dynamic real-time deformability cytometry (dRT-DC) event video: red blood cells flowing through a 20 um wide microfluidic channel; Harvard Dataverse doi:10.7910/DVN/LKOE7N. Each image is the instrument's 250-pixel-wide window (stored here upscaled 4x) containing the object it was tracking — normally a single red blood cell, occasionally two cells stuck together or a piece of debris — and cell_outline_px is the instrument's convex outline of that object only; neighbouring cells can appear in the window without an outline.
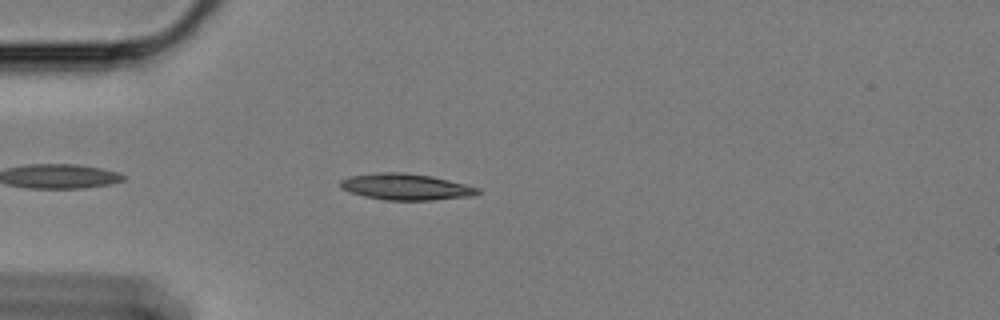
{"species": "Egyptian fruit bat (a non-hibernating species)", "species_latin": "Rousettus aegyptiacus", "temperature_condition": "cold", "stored_images_in_passage": 32, "camera_frame_rate_fps": 3000, "um_per_image_px": 0.085, "animal": {"sex": "female"}, "frame": {"image": 1, "passage_image": 5, "time_ms": 1.333, "image_size_px": [1000, 320], "cell_outline_px": [[480, 192], [472, 196], [432, 200], [384, 200], [364, 196], [340, 188], [340, 180], [352, 176], [380, 172], [404, 172], [432, 176], [480, 188]], "centroid_in_image_um": [34.51, 15.88], "position_along_channel_um": 50.5, "area_um2": 20.92}}
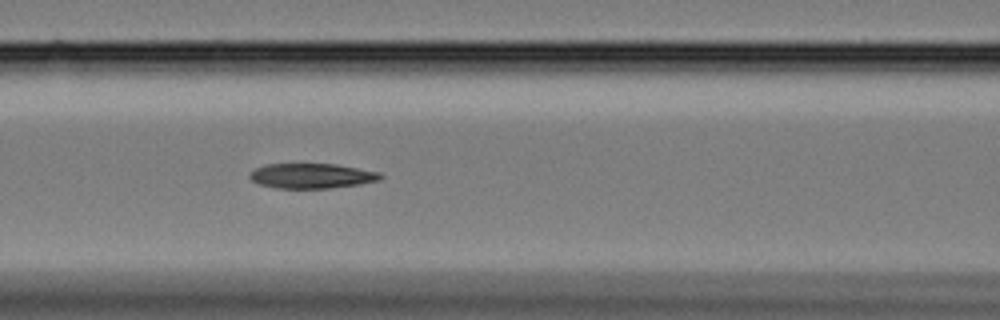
{"frame": {"image": 2, "passage_image": 14, "time_ms": 4.333, "image_size_px": [1000, 320], "cell_outline_px": [[384, 176], [380, 180], [360, 184], [328, 188], [276, 188], [260, 184], [252, 180], [248, 176], [256, 168], [268, 164], [336, 164], [380, 172]], "centroid_in_image_um": [26.53, 14.95], "position_along_channel_um": 140.1, "area_um2": 18.9}}
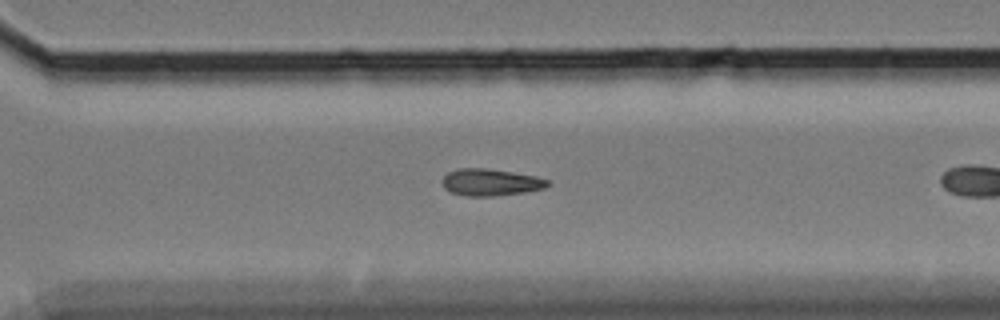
{"frame": {"image": 3, "passage_image": 27, "time_ms": 8.667, "image_size_px": [1000, 320], "cell_outline_px": [[548, 184], [544, 188], [524, 192], [492, 196], [464, 196], [452, 192], [444, 188], [444, 176], [448, 172], [456, 168], [488, 168], [536, 176], [548, 180]], "centroid_in_image_um": [41.68, 15.49], "position_along_channel_um": 328.9, "area_um2": 16.36}}